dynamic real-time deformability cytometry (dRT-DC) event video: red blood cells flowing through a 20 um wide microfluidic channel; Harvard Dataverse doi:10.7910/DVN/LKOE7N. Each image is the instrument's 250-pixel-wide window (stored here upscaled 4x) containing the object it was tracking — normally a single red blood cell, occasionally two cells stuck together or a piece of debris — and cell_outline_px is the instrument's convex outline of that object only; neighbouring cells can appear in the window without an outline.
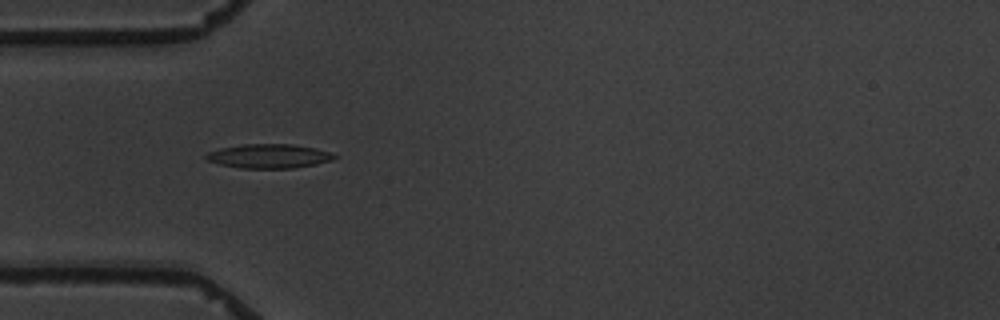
{"species": "common noctule bat (a hibernating species)", "species_latin": "Nyctalus noctula", "temperature_condition": "warm", "stored_images_in_passage": 8, "camera_frame_rate_fps": 3000, "um_per_image_px": 0.085, "animal": {"sex": "male", "body_mass_g": 19.5, "forearm_length_mm": 54.6}, "frame": {"image": 1, "passage_image": 5, "time_ms": 4.333, "image_size_px": [1000, 320], "cell_outline_px": [[340, 156], [332, 160], [316, 164], [292, 168], [240, 168], [220, 164], [208, 160], [204, 156], [208, 152], [220, 148], [244, 144], [292, 144], [316, 148]], "centroid_in_image_um": [22.88, 13.27], "position_along_channel_um": 62.1, "area_um2": 17.98}}
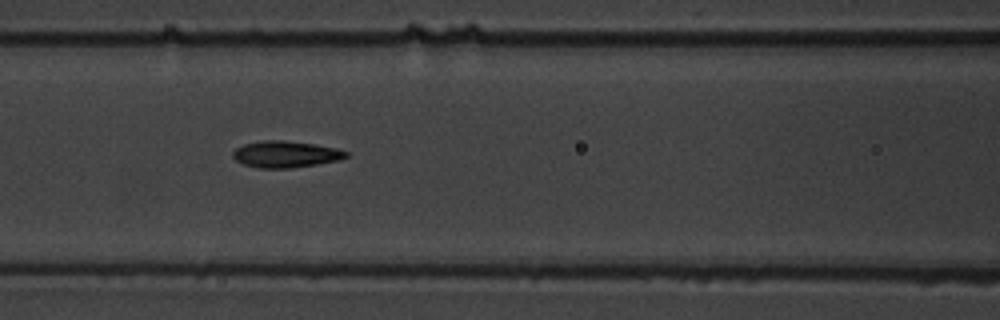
{"frame": {"image": 2, "passage_image": 7, "time_ms": 6.667, "image_size_px": [1000, 320], "cell_outline_px": [[348, 156], [340, 160], [316, 164], [288, 168], [260, 168], [244, 164], [236, 160], [232, 156], [232, 152], [236, 148], [244, 144], [264, 140], [284, 140], [316, 144], [336, 148], [348, 152]], "centroid_in_image_um": [24.28, 13.1], "position_along_channel_um": 142.3, "area_um2": 17.46}}
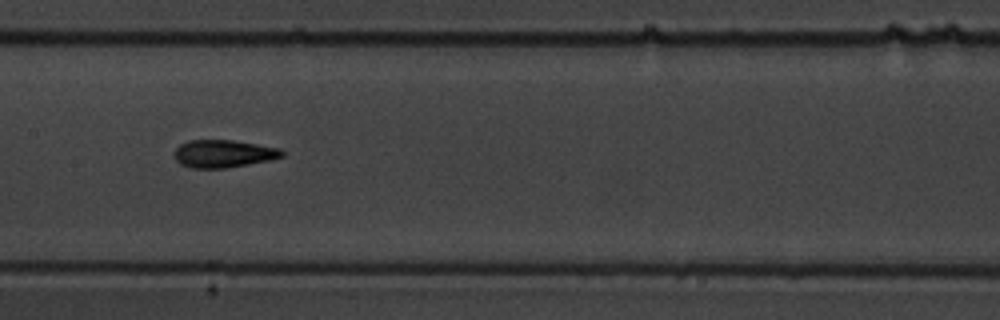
{"frame": {"image": 3, "passage_image": 8, "time_ms": 8.0, "image_size_px": [1000, 320], "cell_outline_px": [[284, 156], [268, 160], [228, 168], [192, 168], [180, 164], [176, 160], [176, 148], [180, 144], [188, 140], [232, 140], [280, 148], [284, 152]], "centroid_in_image_um": [18.99, 13.06], "position_along_channel_um": 188.4, "area_um2": 17.22}}